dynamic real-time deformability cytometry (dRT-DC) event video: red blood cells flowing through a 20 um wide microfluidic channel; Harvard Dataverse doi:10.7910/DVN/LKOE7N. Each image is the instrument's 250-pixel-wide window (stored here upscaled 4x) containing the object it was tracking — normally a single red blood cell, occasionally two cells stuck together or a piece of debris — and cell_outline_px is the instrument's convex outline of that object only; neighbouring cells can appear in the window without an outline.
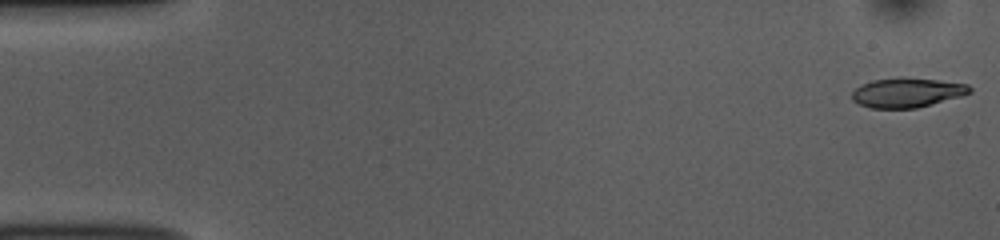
{"species": "common noctule bat (a hibernating species)", "species_latin": "Nyctalus noctula", "temperature_condition": "room temperature", "stored_images_in_passage": 52, "camera_frame_rate_fps": 3000, "um_per_image_px": 0.085, "animal": {"sex": "female", "body_mass_g": 10.0, "forearm_length_mm": 53.1}, "frame": {"image": 1, "passage_image": 1, "time_ms": 0.0, "image_size_px": [1000, 240], "cell_outline_px": [[972, 92], [960, 96], [916, 108], [868, 108], [852, 100], [852, 92], [856, 88], [872, 80], [900, 76], [936, 80], [968, 84], [972, 88]], "centroid_in_image_um": [77.08, 7.86], "position_along_channel_um": 7.9, "area_um2": 20.23}}
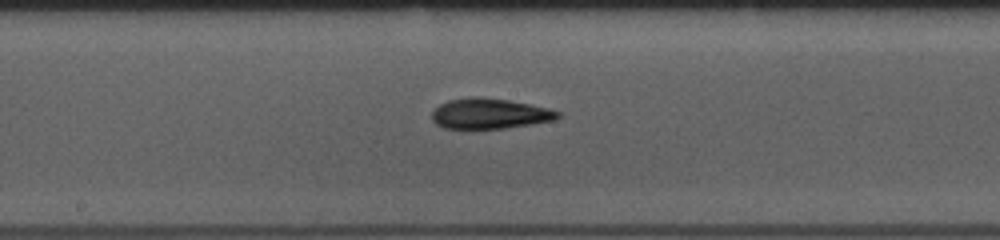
{"frame": {"image": 2, "passage_image": 27, "time_ms": 8.667, "image_size_px": [1000, 240], "cell_outline_px": [[560, 116], [552, 120], [532, 124], [504, 128], [444, 128], [436, 124], [432, 120], [432, 112], [440, 104], [448, 100], [472, 96], [476, 96], [508, 100], [548, 108], [560, 112]], "centroid_in_image_um": [41.59, 9.65], "position_along_channel_um": 206.6, "area_um2": 22.08}}
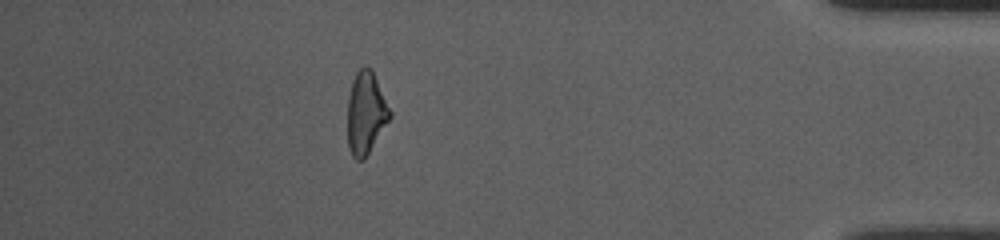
{"frame": {"image": 3, "passage_image": 46, "time_ms": 15.0, "image_size_px": [1000, 240], "cell_outline_px": [[392, 116], [364, 160], [356, 160], [352, 156], [348, 148], [348, 96], [352, 80], [356, 72], [364, 64], [372, 68], [392, 112]], "centroid_in_image_um": [31.1, 9.58], "position_along_channel_um": 404.1, "area_um2": 20.63}, "authors_computed_cell_mechanics": {"area_um2": 21.0681, "velocity_mm_per_s": 3.8357, "shape_relaxation_time_tau1_ms": 5.2085, "shape_relaxation_time_tau2_ms": 4.4672, "deformation_change_tau1": 0.1847, "deformation_change_tau2": 0.1636}}